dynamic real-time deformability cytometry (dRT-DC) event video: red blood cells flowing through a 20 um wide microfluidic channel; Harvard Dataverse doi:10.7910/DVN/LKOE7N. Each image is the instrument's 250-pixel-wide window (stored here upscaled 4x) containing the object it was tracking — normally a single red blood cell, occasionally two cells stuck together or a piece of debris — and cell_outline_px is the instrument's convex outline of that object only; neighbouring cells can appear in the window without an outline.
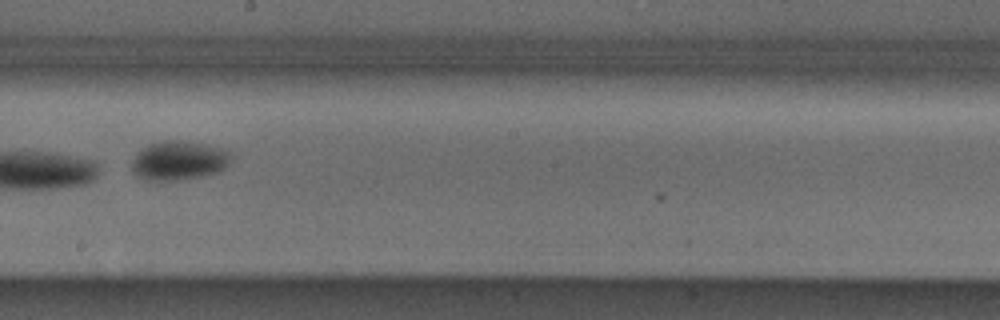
{"species": "Egyptian fruit bat (a non-hibernating species)", "species_latin": "Rousettus aegyptiacus", "temperature_condition": "cold", "stored_images_in_passage": 10, "camera_frame_rate_fps": 3000, "um_per_image_px": 0.085, "animal": {"sex": "male"}, "frame": {"image": 1, "passage_image": 9, "time_ms": 9.667, "image_size_px": [1000, 320], "cell_outline_px": [[232, 156], [228, 164], [220, 172], [184, 180], [144, 180], [136, 176], [132, 172], [132, 160], [136, 152], [148, 144], [164, 140], [176, 140], [208, 144], [232, 152]], "centroid_in_image_um": [15.19, 13.65], "position_along_channel_um": 233.0, "area_um2": 23.06}}